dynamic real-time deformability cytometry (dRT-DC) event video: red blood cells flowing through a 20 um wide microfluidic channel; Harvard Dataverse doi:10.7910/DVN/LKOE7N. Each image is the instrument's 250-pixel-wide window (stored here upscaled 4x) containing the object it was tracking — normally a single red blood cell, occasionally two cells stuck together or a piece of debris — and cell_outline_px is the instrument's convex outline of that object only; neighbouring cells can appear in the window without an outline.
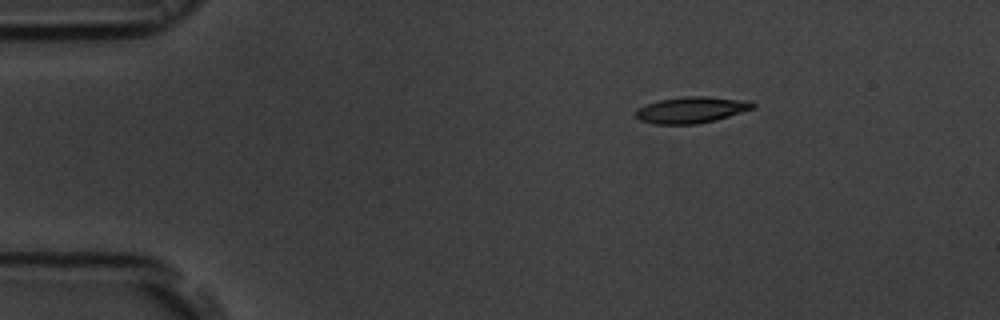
{"species": "common noctule bat (a hibernating species)", "species_latin": "Nyctalus noctula", "temperature_condition": "room temperature", "stored_images_in_passage": 47, "camera_frame_rate_fps": 3000, "um_per_image_px": 0.085, "animal": {"sex": "male", "body_mass_g": 19.5, "forearm_length_mm": 54.6}, "frame": {"image": 1, "passage_image": 1, "time_ms": 0.0, "image_size_px": [1000, 320], "cell_outline_px": [[756, 104], [752, 108], [716, 120], [696, 124], [656, 124], [640, 120], [636, 116], [636, 108], [660, 100], [684, 96], [708, 96], [752, 100]], "centroid_in_image_um": [58.79, 9.33], "position_along_channel_um": 26.2, "area_um2": 17.92}}
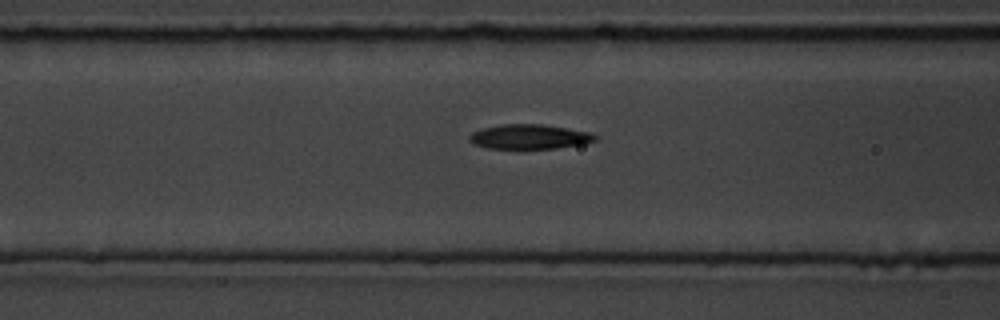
{"frame": {"image": 2, "passage_image": 14, "time_ms": 4.333, "image_size_px": [1000, 320], "cell_outline_px": [[596, 140], [584, 144], [556, 148], [520, 152], [488, 148], [472, 144], [468, 140], [468, 136], [472, 132], [484, 128], [500, 124], [540, 124], [588, 132], [596, 136]], "centroid_in_image_um": [44.91, 11.68], "position_along_channel_um": 121.7, "area_um2": 18.84}}
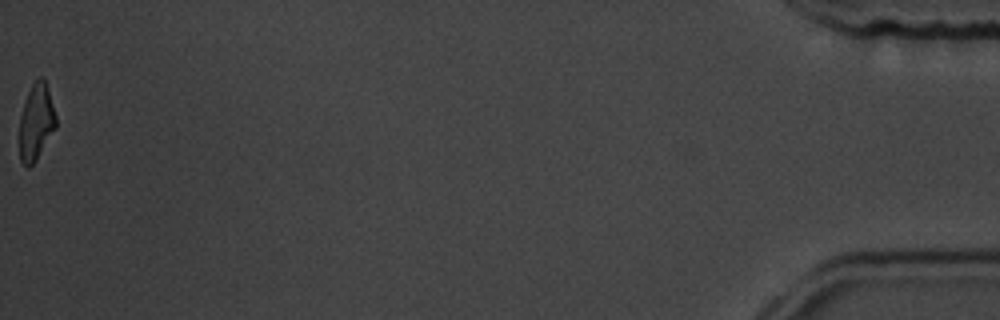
{"frame": {"image": 3, "passage_image": 47, "time_ms": 15.333, "image_size_px": [1000, 320], "cell_outline_px": [[56, 128], [36, 160], [28, 168], [20, 160], [20, 116], [28, 92], [32, 84], [40, 76], [44, 76], [48, 88], [56, 116]], "centroid_in_image_um": [3.09, 10.36], "position_along_channel_um": 432.1, "area_um2": 16.13}, "authors_computed_cell_mechanics": {"area_um2": 17.9758, "velocity_mm_per_s": 3.7495, "shape_relaxation_time_tau1_ms": 3.4016, "shape_relaxation_time_tau2_ms": 4.9251, "deformation_change_tau1": 0.1568, "deformation_change_tau2": 0.1095}}